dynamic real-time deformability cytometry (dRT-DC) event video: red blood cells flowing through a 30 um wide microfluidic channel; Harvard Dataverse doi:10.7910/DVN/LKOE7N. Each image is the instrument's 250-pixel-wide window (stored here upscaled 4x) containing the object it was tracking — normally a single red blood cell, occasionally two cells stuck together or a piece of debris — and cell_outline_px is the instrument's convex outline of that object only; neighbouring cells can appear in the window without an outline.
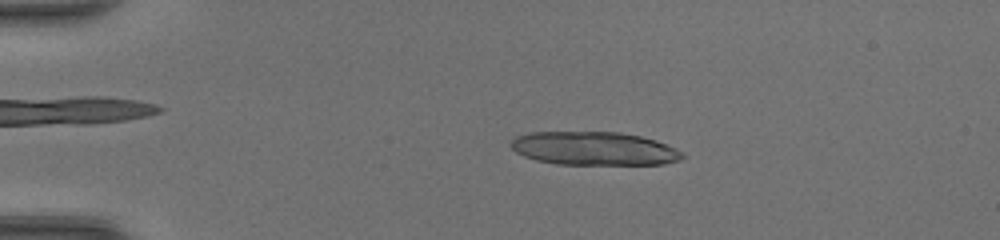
{"species": "common noctule bat (a hibernating species)", "species_latin": "Nyctalus noctula", "temperature_condition": "room temperature", "stored_images_in_passage": 23, "camera_frame_rate_fps": 3000, "um_per_image_px": 0.085, "animal": {"sex": "female", "body_mass_g": 20.0, "forearm_length_mm": 54.0}, "frame": {"image": 1, "passage_image": 10, "time_ms": 3.0, "image_size_px": [1000, 240], "cell_outline_px": [[688, 156], [680, 160], [664, 164], [556, 164], [536, 160], [524, 156], [516, 152], [512, 148], [512, 140], [516, 136], [528, 132], [620, 132], [640, 136], [656, 140], [676, 148]], "centroid_in_image_um": [50.53, 12.62], "position_along_channel_um": 34.5, "area_um2": 33.52}}
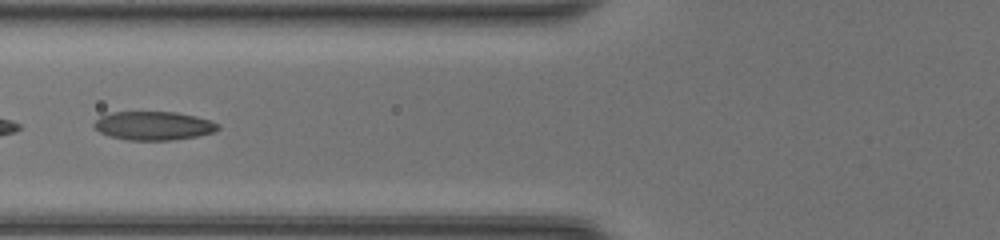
{"frame": {"image": 2, "passage_image": 20, "time_ms": 6.333, "image_size_px": [1000, 240], "cell_outline_px": [[220, 128], [216, 132], [196, 136], [172, 140], [128, 140], [108, 136], [100, 132], [92, 124], [100, 116], [112, 112], [176, 112], [196, 116], [212, 120], [220, 124]], "centroid_in_image_um": [13.09, 10.68], "position_along_channel_um": 112.7, "area_um2": 20.87}}